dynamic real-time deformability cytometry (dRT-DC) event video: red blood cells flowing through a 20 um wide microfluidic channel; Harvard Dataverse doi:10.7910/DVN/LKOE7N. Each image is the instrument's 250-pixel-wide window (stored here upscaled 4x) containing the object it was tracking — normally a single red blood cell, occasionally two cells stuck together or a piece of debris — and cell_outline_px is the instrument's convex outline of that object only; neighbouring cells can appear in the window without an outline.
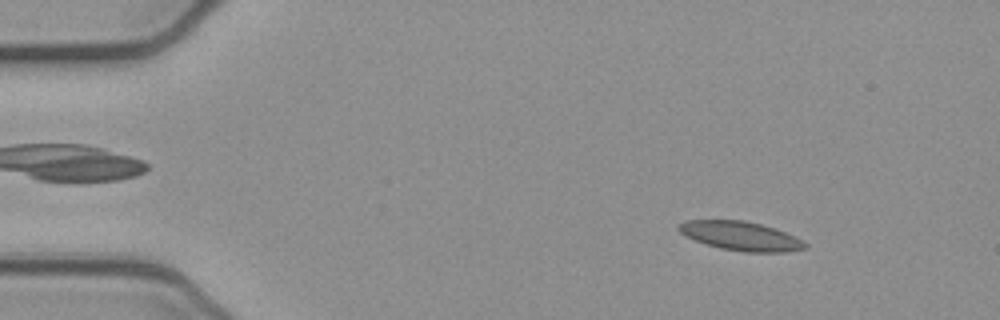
{"species": "common noctule bat (a hibernating species)", "species_latin": "Nyctalus noctula", "temperature_condition": "cold", "stored_images_in_passage": 53, "camera_frame_rate_fps": 3000, "um_per_image_px": 0.085, "animal": {"sex": "female", "body_mass_g": 21.9}, "frame": {"image": 1, "passage_image": 7, "time_ms": 2.0, "image_size_px": [1000, 320], "cell_outline_px": [[808, 248], [784, 252], [744, 252], [720, 248], [696, 240], [680, 232], [676, 228], [676, 224], [684, 220], [744, 220], [760, 224], [784, 232], [808, 244]], "centroid_in_image_um": [62.92, 20.05], "position_along_channel_um": 22.1, "area_um2": 21.1}}
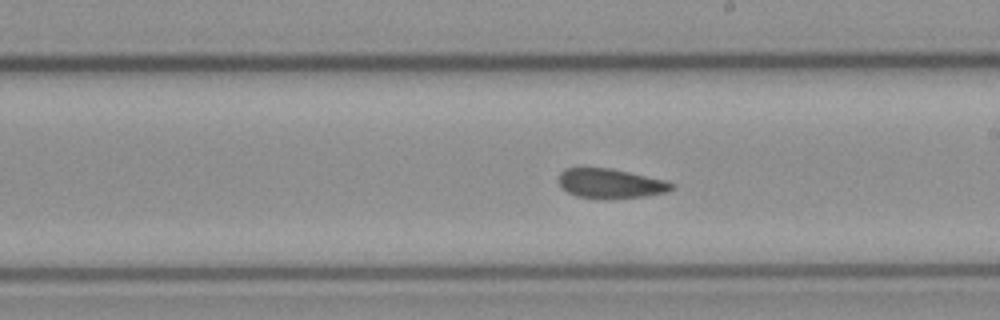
{"frame": {"image": 2, "passage_image": 30, "time_ms": 9.667, "image_size_px": [1000, 320], "cell_outline_px": [[676, 188], [668, 192], [644, 196], [576, 196], [568, 192], [556, 180], [560, 172], [564, 168], [612, 168], [664, 180], [676, 184]], "centroid_in_image_um": [51.91, 15.55], "position_along_channel_um": 237.1, "area_um2": 18.84}}
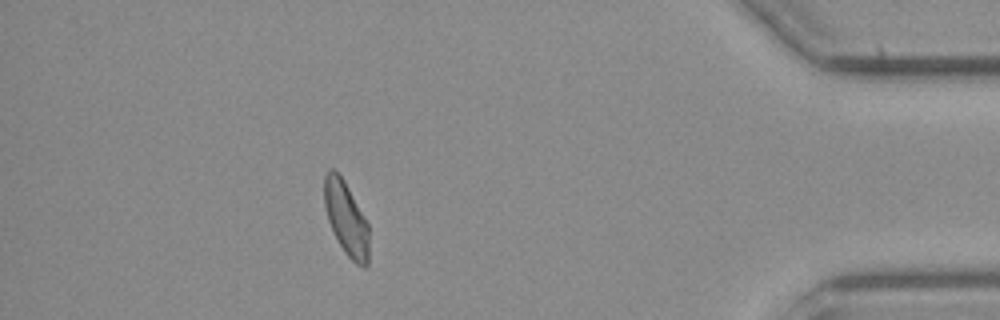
{"frame": {"image": 3, "passage_image": 47, "time_ms": 15.333, "image_size_px": [1000, 320], "cell_outline_px": [[368, 268], [364, 268], [356, 264], [344, 252], [328, 220], [324, 204], [324, 172], [328, 168], [332, 168], [344, 180], [368, 224]], "centroid_in_image_um": [29.41, 18.56], "position_along_channel_um": 405.8, "area_um2": 19.02}, "authors_computed_cell_mechanics": {"area_um2": 20.4034, "velocity_mm_per_s": 3.8713, "shape_relaxation_time_tau1_ms": null, "shape_relaxation_time_tau2_ms": 4.016, "deformation_change_tau1": null, "deformation_change_tau2": 0.0935}}